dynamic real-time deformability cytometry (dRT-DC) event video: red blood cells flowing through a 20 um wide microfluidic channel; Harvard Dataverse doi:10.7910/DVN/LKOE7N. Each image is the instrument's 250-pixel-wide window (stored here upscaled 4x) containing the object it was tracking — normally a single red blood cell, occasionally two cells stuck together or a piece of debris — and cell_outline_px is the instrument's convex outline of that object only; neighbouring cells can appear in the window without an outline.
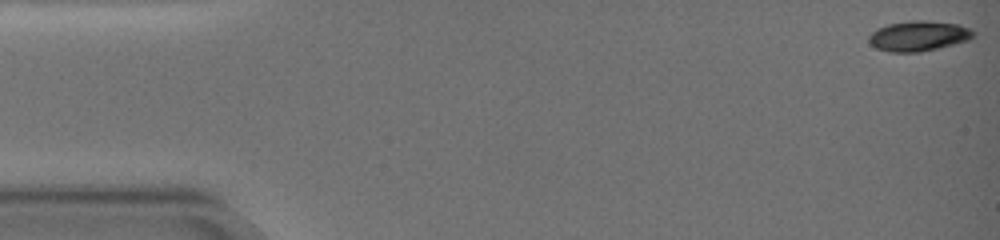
{"species": "common noctule bat (a hibernating species)", "species_latin": "Nyctalus noctula", "temperature_condition": "warm", "stored_images_in_passage": 64, "camera_frame_rate_fps": 3000, "um_per_image_px": 0.085, "animal": {"sex": "female", "body_mass_g": 19.0, "forearm_length_mm": 51.5}, "frame": {"image": 1, "passage_image": 1, "time_ms": 0.0, "image_size_px": [1000, 240], "cell_outline_px": [[976, 32], [968, 40], [920, 52], [888, 52], [876, 48], [868, 40], [868, 36], [876, 28], [888, 24], [916, 20], [924, 20], [960, 24], [972, 28]], "centroid_in_image_um": [78.07, 3.05], "position_along_channel_um": 6.9, "area_um2": 18.38}}
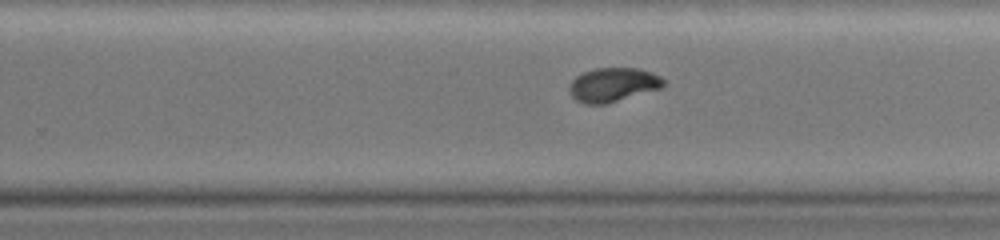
{"frame": {"image": 2, "passage_image": 43, "time_ms": 14.0, "image_size_px": [1000, 240], "cell_outline_px": [[664, 88], [608, 104], [584, 104], [576, 100], [568, 92], [568, 88], [572, 80], [576, 76], [584, 72], [596, 68], [640, 68], [652, 72], [660, 76], [664, 80]], "centroid_in_image_um": [52.13, 7.22], "position_along_channel_um": 277.7, "area_um2": 19.07}}
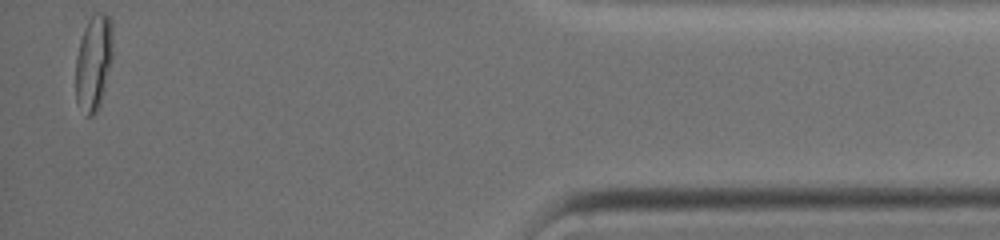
{"frame": {"image": 3, "passage_image": 64, "time_ms": 21.0, "image_size_px": [1000, 240], "cell_outline_px": [[112, 60], [100, 104], [96, 112], [92, 116], [84, 116], [76, 104], [76, 56], [80, 40], [84, 28], [92, 12], [104, 12], [112, 20]], "centroid_in_image_um": [7.95, 5.31], "position_along_channel_um": 427.3, "area_um2": 21.1}}